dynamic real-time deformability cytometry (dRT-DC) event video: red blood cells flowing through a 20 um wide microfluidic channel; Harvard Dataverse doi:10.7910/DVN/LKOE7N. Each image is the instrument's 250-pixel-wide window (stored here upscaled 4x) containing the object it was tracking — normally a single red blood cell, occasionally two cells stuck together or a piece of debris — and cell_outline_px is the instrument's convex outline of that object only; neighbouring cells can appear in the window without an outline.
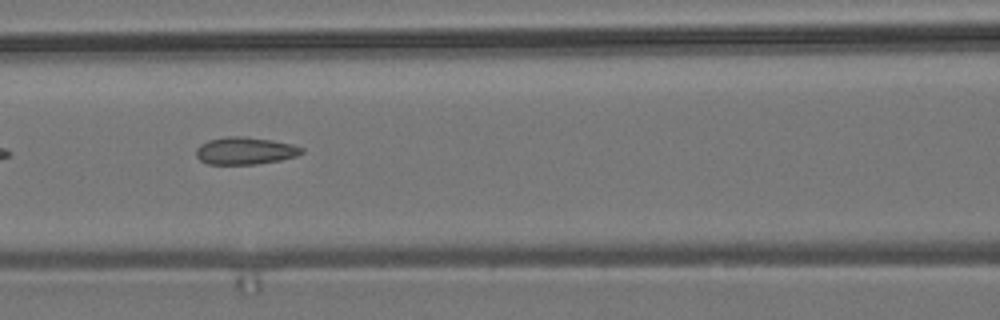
{"species": "common noctule bat (a hibernating species)", "species_latin": "Nyctalus noctula", "temperature_condition": "room temperature", "stored_images_in_passage": 11, "camera_frame_rate_fps": 3000, "um_per_image_px": 0.085, "animal": {"sex": "male", "body_mass_g": 19.2, "forearm_length_mm": 51.8}, "frame": {"image": 1, "passage_image": 7, "time_ms": 2.0, "image_size_px": [1000, 320], "cell_outline_px": [[304, 152], [296, 156], [280, 160], [256, 164], [208, 164], [200, 160], [196, 156], [196, 148], [200, 144], [208, 140], [224, 136], [244, 136], [272, 140], [292, 144], [304, 148]], "centroid_in_image_um": [20.82, 12.81], "position_along_channel_um": 145.8, "area_um2": 16.94}}
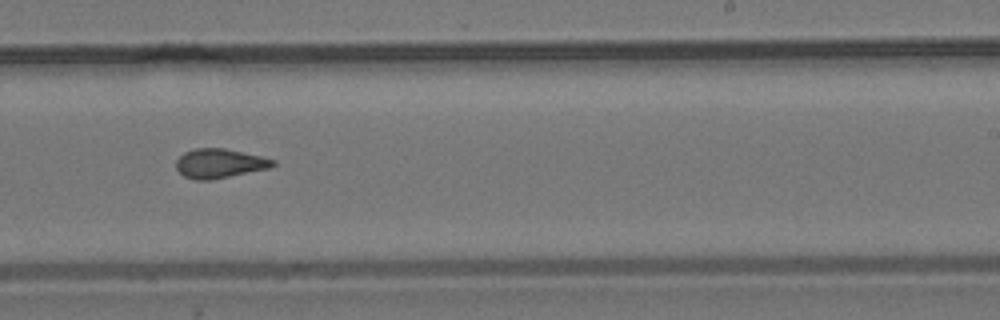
{"frame": {"image": 2, "passage_image": 10, "time_ms": 3.0, "image_size_px": [1000, 320], "cell_outline_px": [[276, 164], [268, 168], [208, 180], [196, 180], [184, 176], [176, 168], [176, 160], [184, 152], [196, 148], [224, 148], [260, 156], [276, 160]], "centroid_in_image_um": [18.63, 13.88], "position_along_channel_um": 270.4, "area_um2": 16.24}}
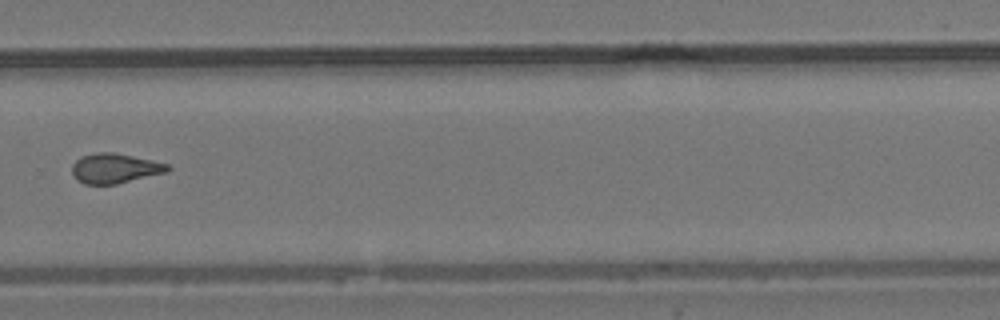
{"frame": {"image": 3, "passage_image": 11, "time_ms": 3.333, "image_size_px": [1000, 320], "cell_outline_px": [[172, 168], [168, 172], [116, 184], [84, 184], [76, 180], [72, 176], [72, 164], [76, 160], [84, 156], [96, 152], [112, 152], [132, 156], [168, 164]], "centroid_in_image_um": [9.75, 14.32], "position_along_channel_um": 320.1, "area_um2": 16.59}}